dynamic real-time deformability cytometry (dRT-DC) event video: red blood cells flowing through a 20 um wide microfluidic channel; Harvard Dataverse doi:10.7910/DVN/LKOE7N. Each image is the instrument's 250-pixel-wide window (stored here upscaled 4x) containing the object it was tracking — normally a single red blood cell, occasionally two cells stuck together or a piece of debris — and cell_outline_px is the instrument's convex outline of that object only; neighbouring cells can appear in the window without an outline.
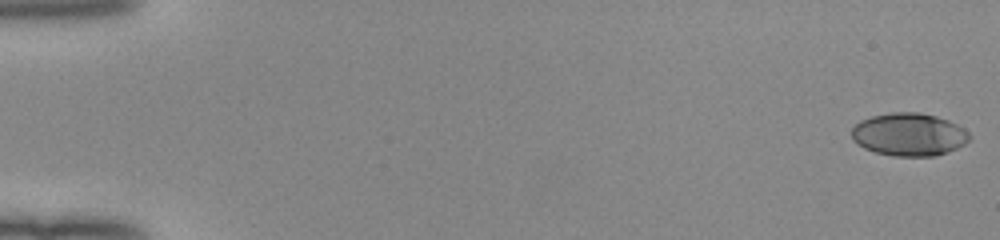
{"species": "human", "species_latin": "Homo sapiens", "temperature_condition": "room temperature", "stored_images_in_passage": 52, "camera_frame_rate_fps": 3000, "um_per_image_px": 0.085, "donor": {"sex": "female"}, "frame": {"image": 1, "passage_image": 1, "time_ms": 0.0, "image_size_px": [1000, 240], "cell_outline_px": [[972, 136], [964, 144], [948, 152], [936, 156], [892, 156], [876, 152], [864, 148], [852, 140], [852, 128], [860, 120], [872, 116], [892, 112], [920, 112], [936, 116], [948, 120], [964, 128]], "centroid_in_image_um": [77.27, 11.43], "position_along_channel_um": 7.7, "area_um2": 29.54}}
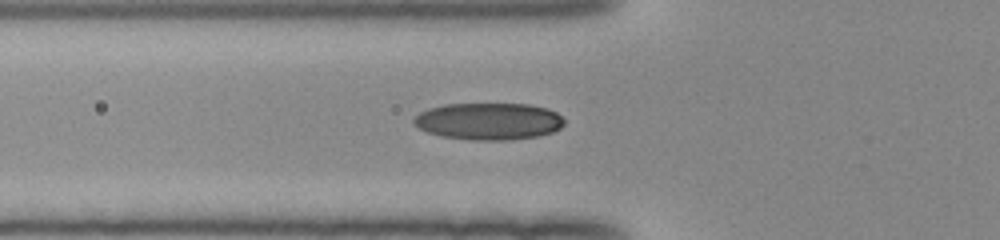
{"frame": {"image": 2, "passage_image": 20, "time_ms": 6.333, "image_size_px": [1000, 240], "cell_outline_px": [[564, 124], [560, 128], [552, 132], [536, 136], [512, 140], [468, 140], [444, 136], [428, 132], [412, 124], [412, 120], [420, 112], [428, 108], [444, 104], [528, 104], [548, 108], [556, 112], [564, 120]], "centroid_in_image_um": [41.53, 10.3], "position_along_channel_um": 84.3, "area_um2": 32.48}}
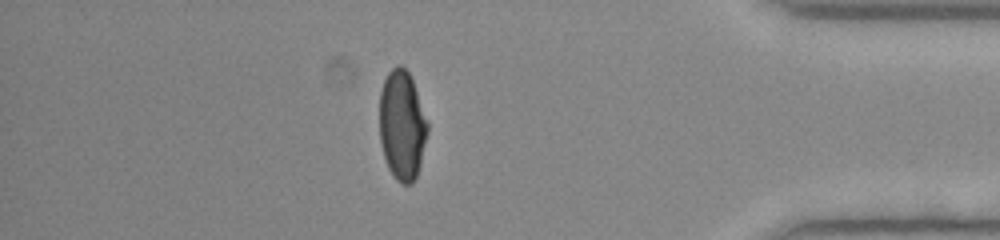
{"frame": {"image": 3, "passage_image": 46, "time_ms": 15.0, "image_size_px": [1000, 240], "cell_outline_px": [[428, 132], [420, 164], [416, 176], [412, 184], [400, 184], [392, 176], [388, 168], [380, 144], [380, 92], [384, 80], [388, 72], [396, 64], [400, 64], [408, 72], [412, 80], [428, 120]], "centroid_in_image_um": [34.17, 10.66], "position_along_channel_um": 401.0, "area_um2": 30.87}, "authors_computed_cell_mechanics": {"area_um2": 30.923, "velocity_mm_per_s": 4.0191, "shape_relaxation_time_tau1_ms": 6.3612, "shape_relaxation_time_tau2_ms": 1.0074, "deformation_change_tau1": 0.219, "deformation_change_tau2": 0.0418}}